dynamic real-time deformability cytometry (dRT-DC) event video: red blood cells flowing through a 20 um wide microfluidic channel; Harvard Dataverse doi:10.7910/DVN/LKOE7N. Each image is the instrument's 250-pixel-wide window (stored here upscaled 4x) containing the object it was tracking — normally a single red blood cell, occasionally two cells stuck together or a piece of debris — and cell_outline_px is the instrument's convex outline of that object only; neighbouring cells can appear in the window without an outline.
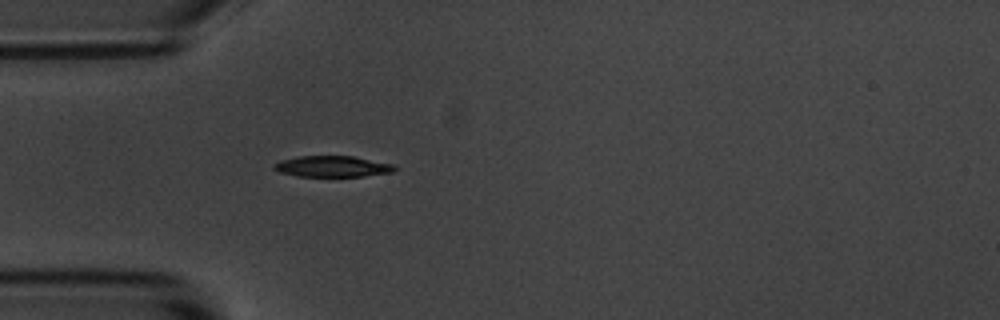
{"species": "common noctule bat (a hibernating species)", "species_latin": "Nyctalus noctula", "temperature_condition": "room temperature", "stored_images_in_passage": 1, "camera_frame_rate_fps": 3000, "um_per_image_px": 0.085, "animal": {"sex": "male", "body_mass_g": 20.1, "forearm_length_mm": 53.5}, "frame": {"image": 1, "passage_image": 1, "time_ms": 0.0, "image_size_px": [1000, 320], "cell_outline_px": [[396, 168], [392, 172], [364, 176], [296, 176], [280, 172], [272, 168], [272, 164], [280, 160], [300, 156], [352, 156], [392, 164]], "centroid_in_image_um": [28.2, 14.14], "position_along_channel_um": 56.8, "area_um2": 14.68}}